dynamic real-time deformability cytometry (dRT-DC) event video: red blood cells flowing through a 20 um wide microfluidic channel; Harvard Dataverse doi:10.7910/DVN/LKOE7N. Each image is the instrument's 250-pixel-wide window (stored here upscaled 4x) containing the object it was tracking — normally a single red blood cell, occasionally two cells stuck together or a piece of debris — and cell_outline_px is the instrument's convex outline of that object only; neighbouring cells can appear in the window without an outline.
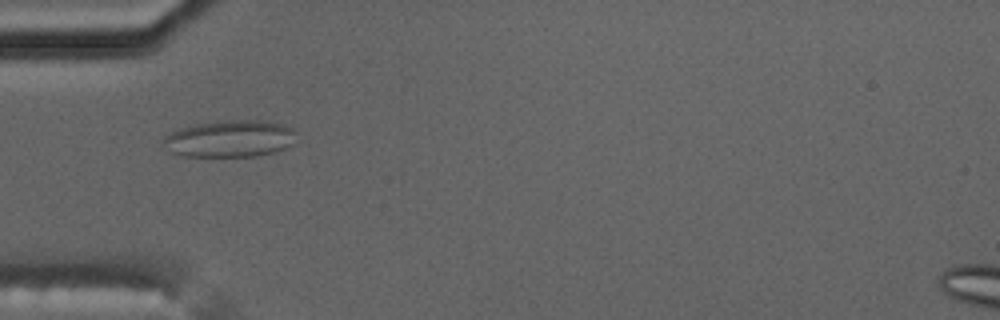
{"species": "common noctule bat (a hibernating species)", "species_latin": "Nyctalus noctula", "temperature_condition": "cold", "stored_images_in_passage": 3, "camera_frame_rate_fps": 3000, "um_per_image_px": 0.085, "animal": {"sex": "male", "body_mass_g": 17.5, "forearm_length_mm": 52.3}, "frame": {"image": 1, "passage_image": 3, "time_ms": 2.667, "image_size_px": [1000, 320], "cell_outline_px": [[296, 144], [272, 152], [256, 156], [184, 156], [168, 152], [160, 148], [160, 140], [164, 136], [176, 128], [196, 124], [220, 120], [268, 120], [284, 124], [292, 128], [296, 132]], "centroid_in_image_um": [19.48, 11.78], "position_along_channel_um": 65.5, "area_um2": 29.54}}